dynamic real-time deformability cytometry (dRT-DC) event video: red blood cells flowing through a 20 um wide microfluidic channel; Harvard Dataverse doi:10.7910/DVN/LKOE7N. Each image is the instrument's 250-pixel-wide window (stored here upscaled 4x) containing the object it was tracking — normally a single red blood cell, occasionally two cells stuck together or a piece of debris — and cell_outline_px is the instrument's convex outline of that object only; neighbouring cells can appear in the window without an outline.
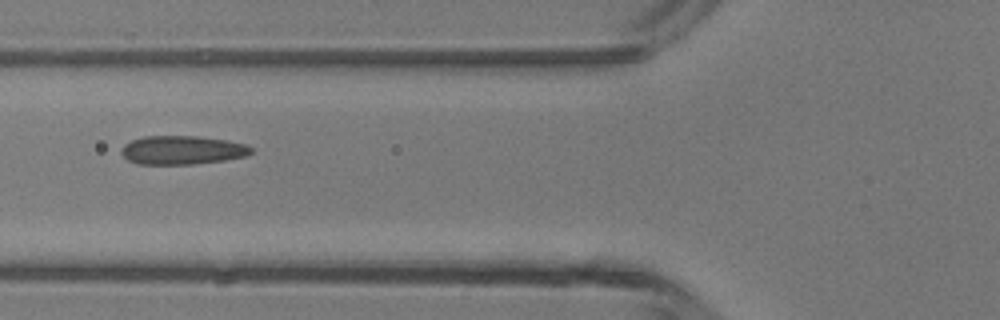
{"species": "common noctule bat (a hibernating species)", "species_latin": "Nyctalus noctula", "temperature_condition": "room temperature", "stored_images_in_passage": 3, "camera_frame_rate_fps": 3000, "um_per_image_px": 0.085, "animal": {"sex": "male", "body_mass_g": 13.3}, "frame": {"image": 1, "passage_image": 3, "time_ms": 2.0, "image_size_px": [1000, 320], "cell_outline_px": [[252, 152], [248, 156], [224, 160], [192, 164], [136, 164], [128, 160], [120, 152], [120, 148], [124, 144], [132, 140], [144, 136], [196, 136], [228, 140], [244, 144], [252, 148]], "centroid_in_image_um": [15.47, 12.76], "position_along_channel_um": 110.3, "area_um2": 21.79}}